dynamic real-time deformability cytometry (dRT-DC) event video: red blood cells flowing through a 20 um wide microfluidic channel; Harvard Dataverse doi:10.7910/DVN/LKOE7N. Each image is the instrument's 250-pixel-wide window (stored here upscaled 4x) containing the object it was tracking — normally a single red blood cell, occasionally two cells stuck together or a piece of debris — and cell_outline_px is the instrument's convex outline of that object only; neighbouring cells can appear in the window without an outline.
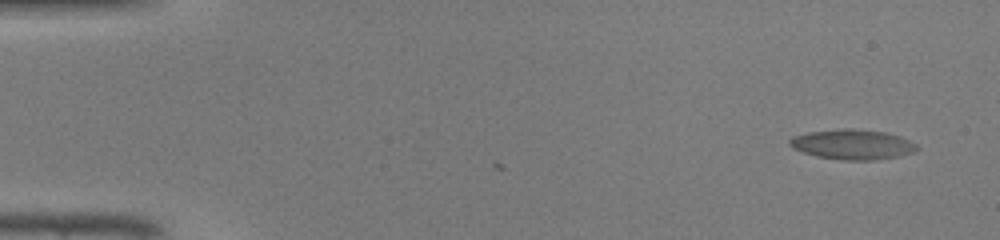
{"species": "common noctule bat (a hibernating species)", "species_latin": "Nyctalus noctula", "temperature_condition": "warm", "stored_images_in_passage": 5, "camera_frame_rate_fps": 3000, "um_per_image_px": 0.085, "animal": {"sex": "male", "body_mass_g": 19.0, "forearm_length_mm": 50.8}, "frame": {"image": 1, "passage_image": 1, "time_ms": 0.0, "image_size_px": [1000, 240], "cell_outline_px": [[920, 148], [912, 152], [900, 156], [872, 160], [840, 160], [816, 156], [792, 148], [788, 144], [788, 140], [792, 136], [808, 132], [844, 128], [852, 128], [888, 132], [900, 136], [916, 144]], "centroid_in_image_um": [72.45, 12.27], "position_along_channel_um": 12.6, "area_um2": 22.43}}